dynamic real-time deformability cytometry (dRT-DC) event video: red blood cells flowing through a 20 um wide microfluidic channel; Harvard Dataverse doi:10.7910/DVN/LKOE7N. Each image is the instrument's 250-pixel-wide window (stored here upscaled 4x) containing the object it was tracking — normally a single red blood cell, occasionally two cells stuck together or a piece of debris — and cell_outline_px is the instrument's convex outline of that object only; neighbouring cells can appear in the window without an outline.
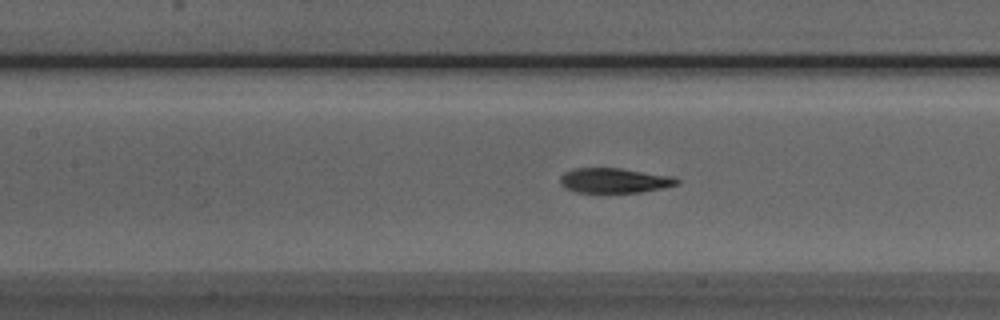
{"species": "Egyptian fruit bat (a non-hibernating species)", "species_latin": "Rousettus aegyptiacus", "temperature_condition": "room temperature", "stored_images_in_passage": 45, "camera_frame_rate_fps": 3000, "um_per_image_px": 0.085, "animal": {"sex": "male"}, "frame": {"image": 1, "passage_image": 16, "time_ms": 5.0, "image_size_px": [1000, 320], "cell_outline_px": [[680, 184], [664, 188], [640, 192], [576, 192], [564, 188], [560, 184], [560, 176], [564, 172], [572, 168], [620, 168], [676, 176], [680, 180]], "centroid_in_image_um": [52.25, 15.33], "position_along_channel_um": 155.1, "area_um2": 17.22}}
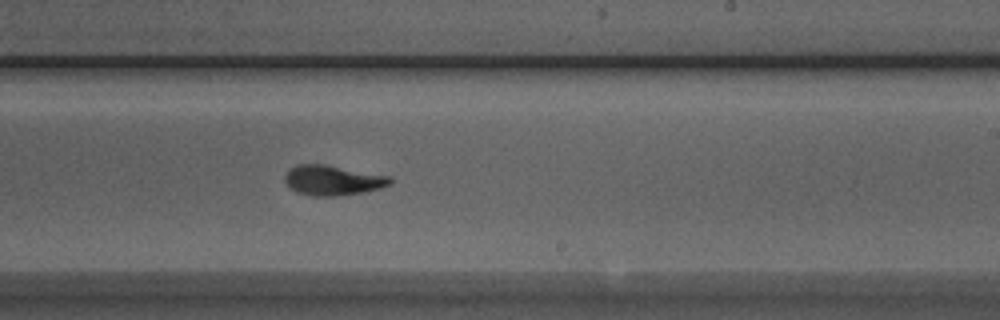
{"frame": {"image": 2, "passage_image": 24, "time_ms": 7.667, "image_size_px": [1000, 320], "cell_outline_px": [[392, 184], [380, 188], [364, 192], [336, 196], [312, 196], [296, 192], [284, 180], [284, 176], [288, 168], [296, 164], [324, 164], [392, 176]], "centroid_in_image_um": [28.29, 15.31], "position_along_channel_um": 260.7, "area_um2": 18.61}}
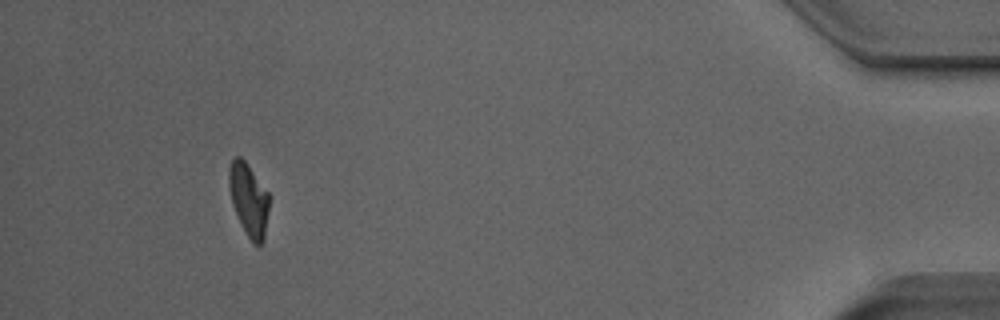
{"frame": {"image": 3, "passage_image": 41, "time_ms": 13.333, "image_size_px": [1000, 320], "cell_outline_px": [[268, 212], [264, 240], [260, 244], [252, 244], [240, 224], [232, 204], [228, 184], [228, 168], [232, 160], [236, 156], [240, 156], [244, 160], [268, 192]], "centroid_in_image_um": [21.12, 16.98], "position_along_channel_um": 414.1, "area_um2": 16.99}, "authors_computed_cell_mechanics": {"area_um2": 17.918, "velocity_mm_per_s": 3.9744, "shape_relaxation_time_tau1_ms": 4.1447, "shape_relaxation_time_tau2_ms": 2.3765, "deformation_change_tau1": 0.1898, "deformation_change_tau2": 0.0709}}